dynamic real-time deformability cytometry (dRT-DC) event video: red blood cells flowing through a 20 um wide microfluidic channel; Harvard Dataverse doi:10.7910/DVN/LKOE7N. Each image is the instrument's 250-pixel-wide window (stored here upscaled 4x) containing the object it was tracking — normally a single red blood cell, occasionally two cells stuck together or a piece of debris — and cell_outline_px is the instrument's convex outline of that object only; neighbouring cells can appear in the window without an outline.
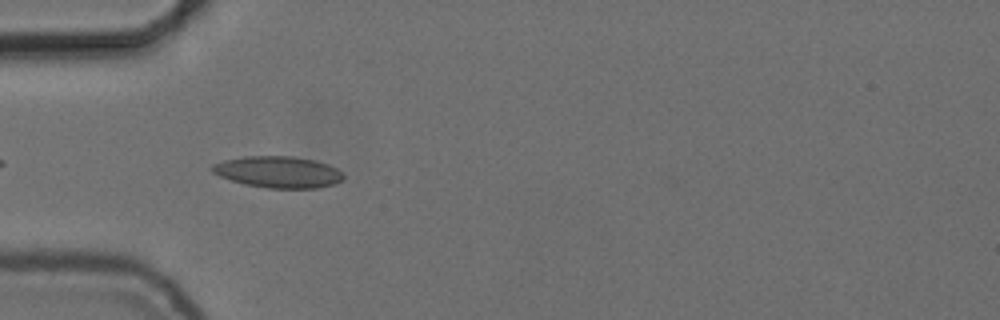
{"species": "common noctule bat (a hibernating species)", "species_latin": "Nyctalus noctula", "temperature_condition": "cold", "stored_images_in_passage": 39, "camera_frame_rate_fps": 3000, "um_per_image_px": 0.085, "animal": {"sex": "female", "body_mass_g": 24.6, "forearm_length_mm": 56.2}, "frame": {"image": 1, "passage_image": 3, "time_ms": 0.667, "image_size_px": [1000, 320], "cell_outline_px": [[344, 180], [332, 184], [316, 188], [268, 188], [244, 184], [220, 176], [212, 172], [208, 168], [212, 164], [224, 160], [244, 156], [292, 156], [316, 160], [328, 164], [344, 172]], "centroid_in_image_um": [23.65, 14.61], "position_along_channel_um": 61.4, "area_um2": 24.28}}
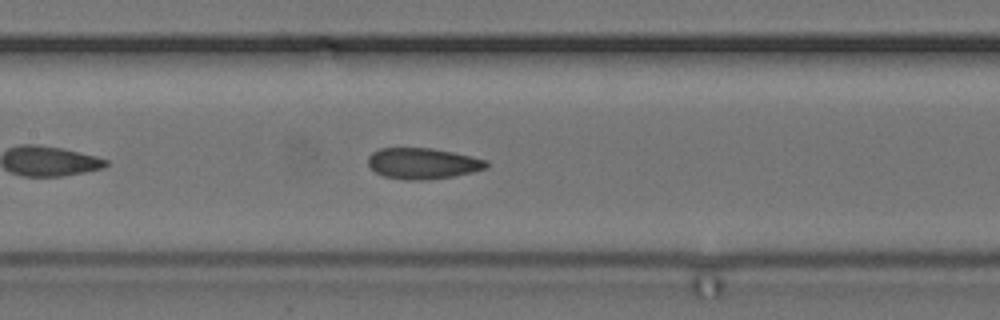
{"frame": {"image": 2, "passage_image": 12, "time_ms": 3.667, "image_size_px": [1000, 320], "cell_outline_px": [[488, 168], [472, 172], [452, 176], [428, 180], [404, 180], [384, 176], [376, 172], [368, 164], [368, 156], [372, 152], [380, 148], [432, 148], [452, 152], [488, 160]], "centroid_in_image_um": [35.93, 13.89], "position_along_channel_um": 171.5, "area_um2": 21.39}}
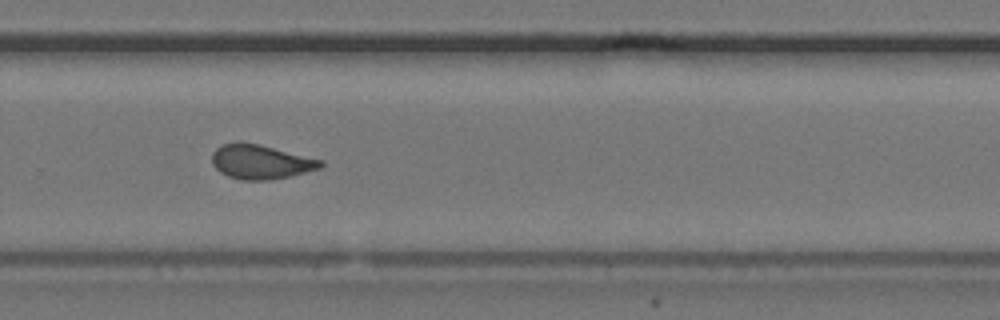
{"frame": {"image": 3, "passage_image": 23, "time_ms": 7.333, "image_size_px": [1000, 320], "cell_outline_px": [[324, 164], [320, 168], [288, 176], [268, 180], [240, 180], [228, 176], [220, 172], [212, 164], [212, 152], [216, 148], [224, 144], [240, 140], [260, 144], [324, 160]], "centroid_in_image_um": [22.13, 13.73], "position_along_channel_um": 307.7, "area_um2": 21.91}, "authors_computed_cell_mechanics": {"area_um2": 21.7328, "velocity_mm_per_s": 3.7342, "shape_relaxation_time_tau1_ms": null, "shape_relaxation_time_tau2_ms": 1.6811, "deformation_change_tau1": null, "deformation_change_tau2": 0.0703}}